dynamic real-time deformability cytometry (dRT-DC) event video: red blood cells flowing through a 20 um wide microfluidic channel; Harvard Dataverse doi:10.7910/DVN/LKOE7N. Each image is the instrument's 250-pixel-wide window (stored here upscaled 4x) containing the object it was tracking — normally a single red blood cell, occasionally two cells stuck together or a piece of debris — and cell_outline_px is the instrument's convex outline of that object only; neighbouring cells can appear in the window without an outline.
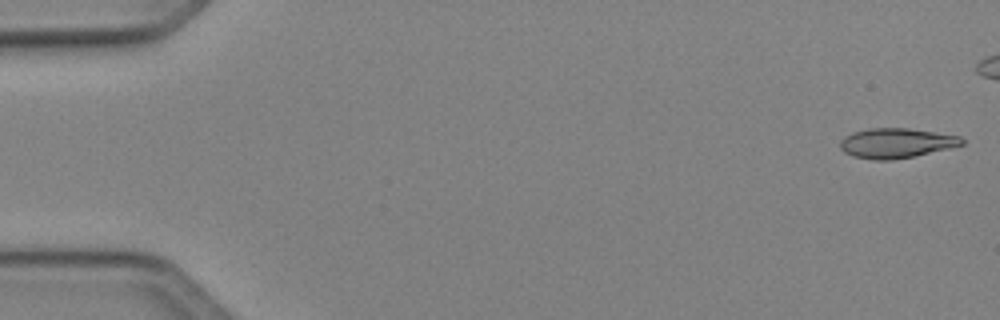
{"species": "Egyptian fruit bat (a non-hibernating species)", "species_latin": "Rousettus aegyptiacus", "temperature_condition": "cold", "stored_images_in_passage": 44, "camera_frame_rate_fps": 3000, "um_per_image_px": 0.085, "animal": {"sex": "female"}, "frame": {"image": 1, "passage_image": 1, "time_ms": 0.0, "image_size_px": [1000, 320], "cell_outline_px": [[964, 144], [948, 148], [912, 156], [892, 160], [872, 160], [852, 156], [844, 152], [840, 148], [840, 140], [844, 136], [852, 132], [868, 128], [908, 128], [960, 136], [964, 140]], "centroid_in_image_um": [76.12, 12.16], "position_along_channel_um": 8.9, "area_um2": 21.1}}
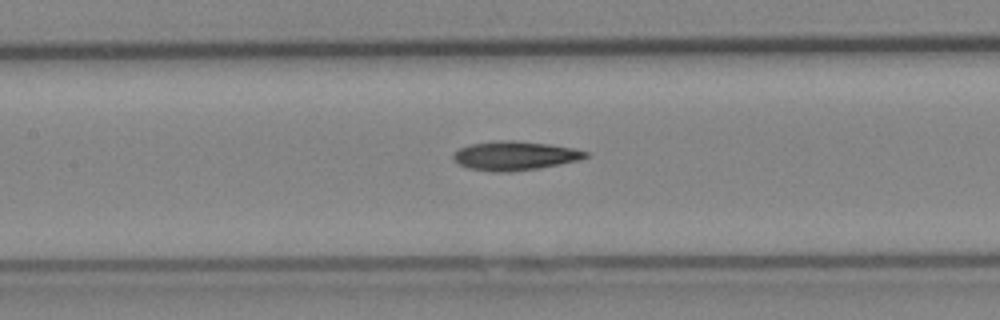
{"frame": {"image": 2, "passage_image": 23, "time_ms": 7.333, "image_size_px": [1000, 320], "cell_outline_px": [[592, 156], [580, 160], [540, 168], [512, 172], [492, 172], [468, 168], [452, 160], [452, 156], [460, 148], [468, 144], [492, 140], [516, 140], [548, 144], [572, 148], [588, 152]], "centroid_in_image_um": [43.76, 13.23], "position_along_channel_um": 163.6, "area_um2": 22.72}}
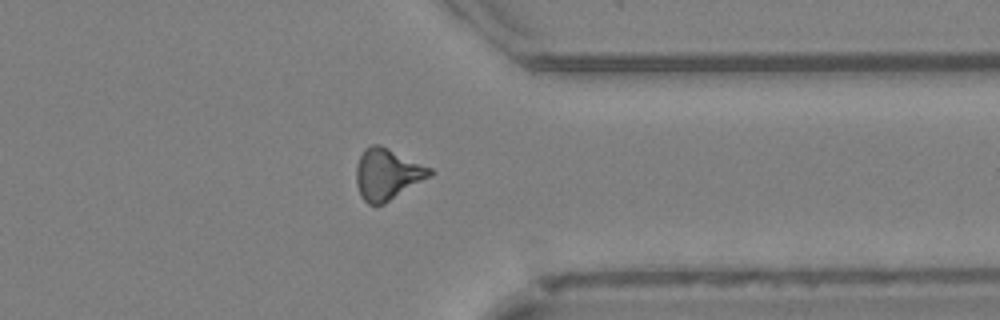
{"frame": {"image": 3, "passage_image": 39, "time_ms": 12.667, "image_size_px": [1000, 320], "cell_outline_px": [[436, 172], [432, 176], [384, 204], [368, 204], [360, 196], [356, 184], [356, 164], [364, 148], [372, 144], [380, 144], [432, 168]], "centroid_in_image_um": [32.93, 14.8], "position_along_channel_um": 378.5, "area_um2": 22.25}, "authors_computed_cell_mechanics": {"area_um2": 21.4438, "velocity_mm_per_s": 4.1115, "shape_relaxation_time_tau1_ms": null, "shape_relaxation_time_tau2_ms": 11.1797, "deformation_change_tau1": null, "deformation_change_tau2": 0.2661}}